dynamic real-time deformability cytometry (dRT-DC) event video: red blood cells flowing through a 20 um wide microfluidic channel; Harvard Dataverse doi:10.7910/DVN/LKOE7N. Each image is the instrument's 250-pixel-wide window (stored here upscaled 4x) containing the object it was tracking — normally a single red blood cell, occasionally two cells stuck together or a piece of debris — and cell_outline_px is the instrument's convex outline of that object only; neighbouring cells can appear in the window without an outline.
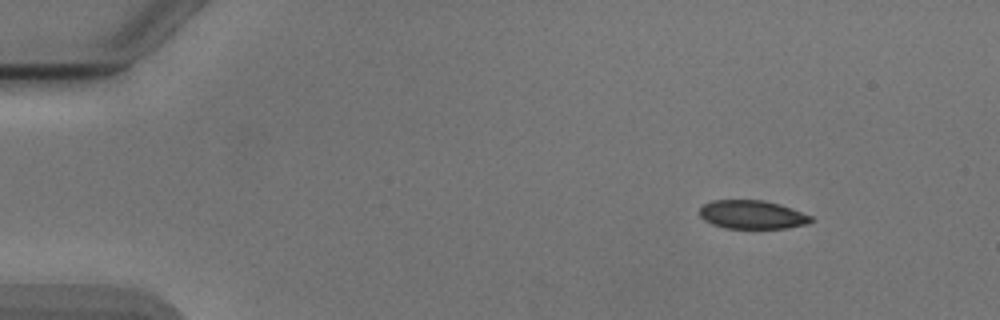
{"species": "Egyptian fruit bat (a non-hibernating species)", "species_latin": "Rousettus aegyptiacus", "temperature_condition": "cold", "stored_images_in_passage": 47, "camera_frame_rate_fps": 3000, "um_per_image_px": 0.085, "animal": {"sex": "male"}, "frame": {"image": 1, "passage_image": 1, "time_ms": 0.0, "image_size_px": [1000, 320], "cell_outline_px": [[816, 220], [808, 224], [788, 228], [724, 228], [712, 224], [704, 220], [700, 216], [700, 208], [704, 204], [712, 200], [764, 200], [780, 204], [792, 208], [812, 216]], "centroid_in_image_um": [63.97, 18.24], "position_along_channel_um": 21.0, "area_um2": 18.73}}
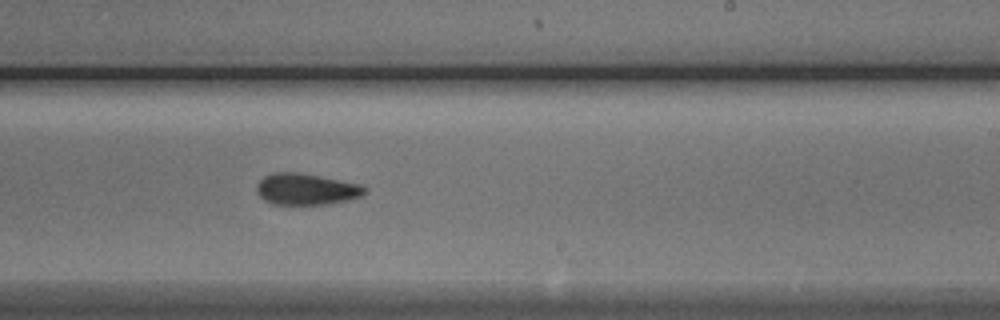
{"frame": {"image": 2, "passage_image": 27, "time_ms": 8.667, "image_size_px": [1000, 320], "cell_outline_px": [[368, 188], [360, 196], [348, 200], [328, 204], [272, 204], [264, 200], [256, 192], [256, 184], [264, 176], [272, 172], [300, 172], [360, 184]], "centroid_in_image_um": [25.99, 16.07], "position_along_channel_um": 263.0, "area_um2": 19.83}}
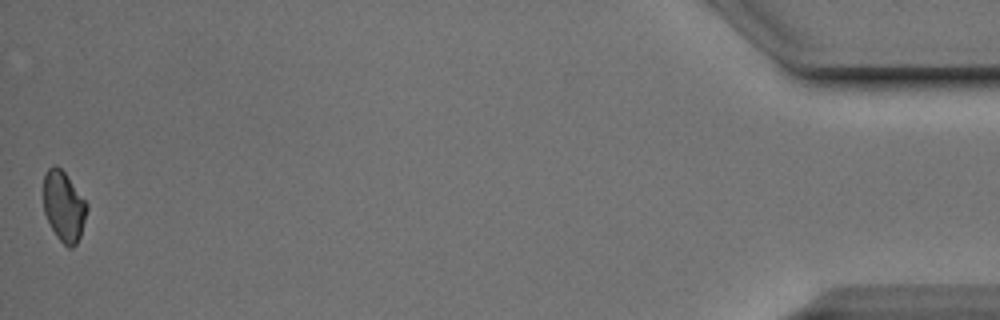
{"frame": {"image": 3, "passage_image": 47, "time_ms": 15.333, "image_size_px": [1000, 320], "cell_outline_px": [[88, 208], [80, 236], [76, 244], [72, 248], [68, 248], [56, 236], [44, 212], [44, 176], [48, 168], [52, 164], [56, 164], [64, 172], [88, 204]], "centroid_in_image_um": [5.42, 17.53], "position_along_channel_um": 429.8, "area_um2": 17.63}, "authors_computed_cell_mechanics": {"area_um2": 19.5364, "velocity_mm_per_s": 3.8951, "shape_relaxation_time_tau1_ms": 4.6719, "shape_relaxation_time_tau2_ms": 4.6042, "deformation_change_tau1": 0.1023, "deformation_change_tau2": 0.0644}}